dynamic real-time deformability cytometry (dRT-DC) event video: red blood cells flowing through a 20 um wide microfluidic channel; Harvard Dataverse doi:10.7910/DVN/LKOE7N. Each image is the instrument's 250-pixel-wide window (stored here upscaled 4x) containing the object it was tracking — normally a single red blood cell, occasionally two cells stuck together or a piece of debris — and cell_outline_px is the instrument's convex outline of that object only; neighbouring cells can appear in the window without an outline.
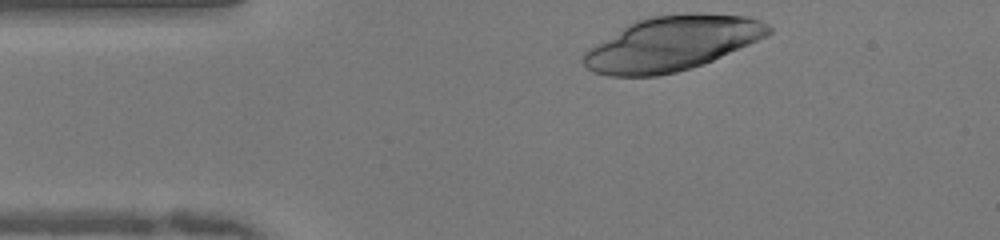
{"species": "human", "species_latin": "Homo sapiens", "temperature_condition": "warm", "stored_images_in_passage": 33, "camera_frame_rate_fps": 3000, "um_per_image_px": 0.085, "donor": {"sex": "female"}, "frame": {"image": 1, "passage_image": 1, "time_ms": 0.0, "image_size_px": [1000, 240], "cell_outline_px": [[772, 32], [748, 44], [704, 64], [692, 68], [676, 72], [656, 76], [612, 76], [596, 72], [588, 68], [580, 60], [584, 52], [588, 48], [628, 24], [636, 20], [652, 16], [696, 12], [700, 12], [748, 16], [760, 20], [768, 24], [772, 28]], "centroid_in_image_um": [57.11, 3.69], "position_along_channel_um": 27.9, "area_um2": 58.67}}